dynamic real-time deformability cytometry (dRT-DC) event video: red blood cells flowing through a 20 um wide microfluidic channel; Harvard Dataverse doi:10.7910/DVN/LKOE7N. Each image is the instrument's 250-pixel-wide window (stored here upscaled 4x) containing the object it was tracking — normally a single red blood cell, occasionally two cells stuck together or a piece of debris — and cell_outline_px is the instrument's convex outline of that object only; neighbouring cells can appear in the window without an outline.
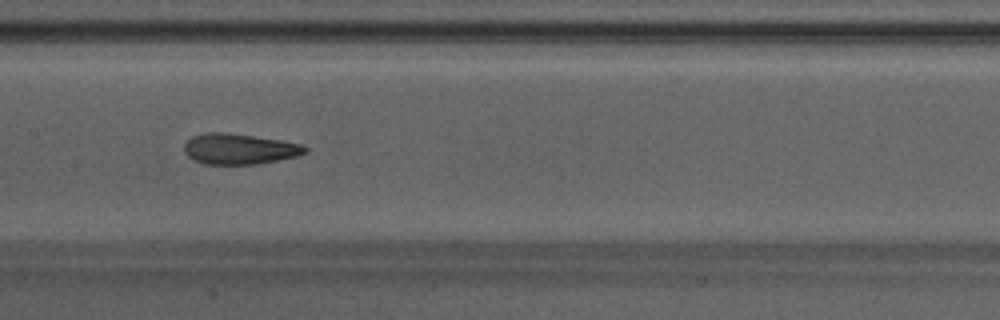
{"species": "Egyptian fruit bat (a non-hibernating species)", "species_latin": "Rousettus aegyptiacus", "temperature_condition": "warm", "stored_images_in_passage": 35, "camera_frame_rate_fps": 3000, "um_per_image_px": 0.085, "animal": {"sex": "male"}, "frame": {"image": 1, "passage_image": 11, "time_ms": 3.333, "image_size_px": [1000, 320], "cell_outline_px": [[308, 152], [296, 156], [256, 164], [204, 164], [192, 160], [184, 152], [184, 144], [192, 136], [208, 132], [224, 132], [280, 140], [300, 144], [308, 148]], "centroid_in_image_um": [20.3, 12.66], "position_along_channel_um": 187.1, "area_um2": 21.44}}
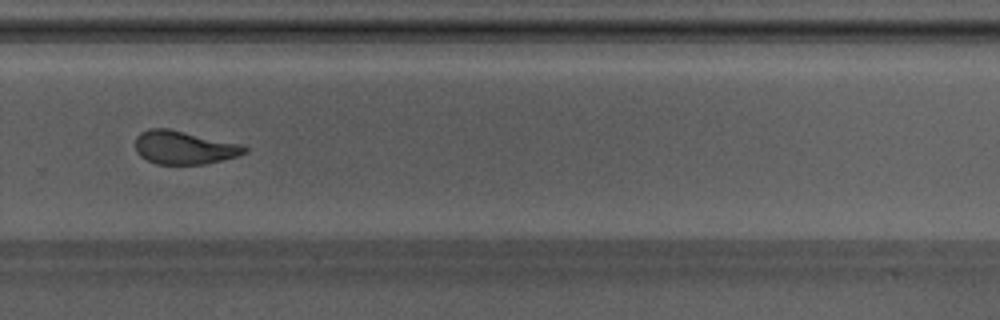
{"frame": {"image": 2, "passage_image": 20, "time_ms": 6.333, "image_size_px": [1000, 320], "cell_outline_px": [[248, 148], [244, 152], [236, 156], [204, 164], [156, 164], [140, 156], [136, 152], [136, 136], [140, 132], [148, 128], [168, 128], [240, 144]], "centroid_in_image_um": [15.58, 12.53], "position_along_channel_um": 314.2, "area_um2": 20.98}, "authors_computed_cell_mechanics": {"area_um2": 21.5016, "velocity_mm_per_s": 4.2552, "shape_relaxation_time_tau1_ms": null, "shape_relaxation_time_tau2_ms": 1.4875, "deformation_change_tau1": null, "deformation_change_tau2": 0.0908}}